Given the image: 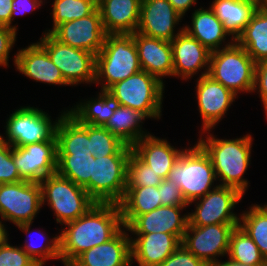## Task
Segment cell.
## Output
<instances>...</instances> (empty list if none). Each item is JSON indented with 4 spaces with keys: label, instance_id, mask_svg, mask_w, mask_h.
Instances as JSON below:
<instances>
[{
    "label": "cell",
    "instance_id": "obj_33",
    "mask_svg": "<svg viewBox=\"0 0 267 266\" xmlns=\"http://www.w3.org/2000/svg\"><path fill=\"white\" fill-rule=\"evenodd\" d=\"M235 42L256 62L267 60V8H258Z\"/></svg>",
    "mask_w": 267,
    "mask_h": 266
},
{
    "label": "cell",
    "instance_id": "obj_25",
    "mask_svg": "<svg viewBox=\"0 0 267 266\" xmlns=\"http://www.w3.org/2000/svg\"><path fill=\"white\" fill-rule=\"evenodd\" d=\"M167 139L151 133L132 146V151L163 179L168 178L176 160L185 149L178 145L177 148Z\"/></svg>",
    "mask_w": 267,
    "mask_h": 266
},
{
    "label": "cell",
    "instance_id": "obj_11",
    "mask_svg": "<svg viewBox=\"0 0 267 266\" xmlns=\"http://www.w3.org/2000/svg\"><path fill=\"white\" fill-rule=\"evenodd\" d=\"M244 195L236 188L218 185L205 196L188 204V225L206 226L219 223H239L240 213L234 212Z\"/></svg>",
    "mask_w": 267,
    "mask_h": 266
},
{
    "label": "cell",
    "instance_id": "obj_43",
    "mask_svg": "<svg viewBox=\"0 0 267 266\" xmlns=\"http://www.w3.org/2000/svg\"><path fill=\"white\" fill-rule=\"evenodd\" d=\"M18 32L16 29L0 25V68L3 69L9 67L10 53L17 42Z\"/></svg>",
    "mask_w": 267,
    "mask_h": 266
},
{
    "label": "cell",
    "instance_id": "obj_26",
    "mask_svg": "<svg viewBox=\"0 0 267 266\" xmlns=\"http://www.w3.org/2000/svg\"><path fill=\"white\" fill-rule=\"evenodd\" d=\"M142 0H97L106 34H133L137 31Z\"/></svg>",
    "mask_w": 267,
    "mask_h": 266
},
{
    "label": "cell",
    "instance_id": "obj_2",
    "mask_svg": "<svg viewBox=\"0 0 267 266\" xmlns=\"http://www.w3.org/2000/svg\"><path fill=\"white\" fill-rule=\"evenodd\" d=\"M211 130L197 132V142L209 155L220 186L238 189L243 195L249 190L250 181L244 177L252 164V134L247 133L237 138H221ZM221 138V139H220Z\"/></svg>",
    "mask_w": 267,
    "mask_h": 266
},
{
    "label": "cell",
    "instance_id": "obj_9",
    "mask_svg": "<svg viewBox=\"0 0 267 266\" xmlns=\"http://www.w3.org/2000/svg\"><path fill=\"white\" fill-rule=\"evenodd\" d=\"M60 69L70 87L95 82L96 55L80 48L61 43L50 33L43 32L37 41Z\"/></svg>",
    "mask_w": 267,
    "mask_h": 266
},
{
    "label": "cell",
    "instance_id": "obj_24",
    "mask_svg": "<svg viewBox=\"0 0 267 266\" xmlns=\"http://www.w3.org/2000/svg\"><path fill=\"white\" fill-rule=\"evenodd\" d=\"M192 9L193 12L189 16L191 23L189 24L187 21L183 23L184 30L209 51L226 48L235 42L209 6L203 7L200 5L198 9Z\"/></svg>",
    "mask_w": 267,
    "mask_h": 266
},
{
    "label": "cell",
    "instance_id": "obj_48",
    "mask_svg": "<svg viewBox=\"0 0 267 266\" xmlns=\"http://www.w3.org/2000/svg\"><path fill=\"white\" fill-rule=\"evenodd\" d=\"M12 1L13 0H0V25L10 27Z\"/></svg>",
    "mask_w": 267,
    "mask_h": 266
},
{
    "label": "cell",
    "instance_id": "obj_28",
    "mask_svg": "<svg viewBox=\"0 0 267 266\" xmlns=\"http://www.w3.org/2000/svg\"><path fill=\"white\" fill-rule=\"evenodd\" d=\"M55 137L57 155H90L88 124L78 123L67 112L60 117L57 123Z\"/></svg>",
    "mask_w": 267,
    "mask_h": 266
},
{
    "label": "cell",
    "instance_id": "obj_53",
    "mask_svg": "<svg viewBox=\"0 0 267 266\" xmlns=\"http://www.w3.org/2000/svg\"><path fill=\"white\" fill-rule=\"evenodd\" d=\"M266 212H267V203L263 204H259Z\"/></svg>",
    "mask_w": 267,
    "mask_h": 266
},
{
    "label": "cell",
    "instance_id": "obj_16",
    "mask_svg": "<svg viewBox=\"0 0 267 266\" xmlns=\"http://www.w3.org/2000/svg\"><path fill=\"white\" fill-rule=\"evenodd\" d=\"M183 18L168 0H142L136 32L171 42L184 30Z\"/></svg>",
    "mask_w": 267,
    "mask_h": 266
},
{
    "label": "cell",
    "instance_id": "obj_49",
    "mask_svg": "<svg viewBox=\"0 0 267 266\" xmlns=\"http://www.w3.org/2000/svg\"><path fill=\"white\" fill-rule=\"evenodd\" d=\"M207 266H267V265H250V264H241L234 260L227 258V260H220L215 263L209 264Z\"/></svg>",
    "mask_w": 267,
    "mask_h": 266
},
{
    "label": "cell",
    "instance_id": "obj_1",
    "mask_svg": "<svg viewBox=\"0 0 267 266\" xmlns=\"http://www.w3.org/2000/svg\"><path fill=\"white\" fill-rule=\"evenodd\" d=\"M123 227L119 204L95 203L81 217L56 227L61 263L69 266L84 251L112 239Z\"/></svg>",
    "mask_w": 267,
    "mask_h": 266
},
{
    "label": "cell",
    "instance_id": "obj_37",
    "mask_svg": "<svg viewBox=\"0 0 267 266\" xmlns=\"http://www.w3.org/2000/svg\"><path fill=\"white\" fill-rule=\"evenodd\" d=\"M90 155L100 158L109 155H130L132 147L125 145L104 126L88 124Z\"/></svg>",
    "mask_w": 267,
    "mask_h": 266
},
{
    "label": "cell",
    "instance_id": "obj_13",
    "mask_svg": "<svg viewBox=\"0 0 267 266\" xmlns=\"http://www.w3.org/2000/svg\"><path fill=\"white\" fill-rule=\"evenodd\" d=\"M237 226L239 223L187 225L181 244L195 257L209 265L227 257L230 235Z\"/></svg>",
    "mask_w": 267,
    "mask_h": 266
},
{
    "label": "cell",
    "instance_id": "obj_6",
    "mask_svg": "<svg viewBox=\"0 0 267 266\" xmlns=\"http://www.w3.org/2000/svg\"><path fill=\"white\" fill-rule=\"evenodd\" d=\"M26 105L9 112L10 115H7L4 124L5 133L0 132V137L12 147L43 141H57L56 126L60 117L66 112V108L63 107L58 117L53 120L52 116L48 114L49 111Z\"/></svg>",
    "mask_w": 267,
    "mask_h": 266
},
{
    "label": "cell",
    "instance_id": "obj_12",
    "mask_svg": "<svg viewBox=\"0 0 267 266\" xmlns=\"http://www.w3.org/2000/svg\"><path fill=\"white\" fill-rule=\"evenodd\" d=\"M40 183L19 181L0 184V217L3 224L15 227L24 223H34L42 209Z\"/></svg>",
    "mask_w": 267,
    "mask_h": 266
},
{
    "label": "cell",
    "instance_id": "obj_22",
    "mask_svg": "<svg viewBox=\"0 0 267 266\" xmlns=\"http://www.w3.org/2000/svg\"><path fill=\"white\" fill-rule=\"evenodd\" d=\"M131 239L124 226L112 239L84 251L69 266H130Z\"/></svg>",
    "mask_w": 267,
    "mask_h": 266
},
{
    "label": "cell",
    "instance_id": "obj_5",
    "mask_svg": "<svg viewBox=\"0 0 267 266\" xmlns=\"http://www.w3.org/2000/svg\"><path fill=\"white\" fill-rule=\"evenodd\" d=\"M255 69L256 62L243 47L234 42L211 52L207 75L239 97L241 93L252 94Z\"/></svg>",
    "mask_w": 267,
    "mask_h": 266
},
{
    "label": "cell",
    "instance_id": "obj_19",
    "mask_svg": "<svg viewBox=\"0 0 267 266\" xmlns=\"http://www.w3.org/2000/svg\"><path fill=\"white\" fill-rule=\"evenodd\" d=\"M13 65L19 74L34 82L46 85L70 86L61 74L60 69L52 62L47 51L38 43L32 42L25 48H17Z\"/></svg>",
    "mask_w": 267,
    "mask_h": 266
},
{
    "label": "cell",
    "instance_id": "obj_10",
    "mask_svg": "<svg viewBox=\"0 0 267 266\" xmlns=\"http://www.w3.org/2000/svg\"><path fill=\"white\" fill-rule=\"evenodd\" d=\"M130 155H92L90 197L96 203L119 204L126 193L127 164Z\"/></svg>",
    "mask_w": 267,
    "mask_h": 266
},
{
    "label": "cell",
    "instance_id": "obj_17",
    "mask_svg": "<svg viewBox=\"0 0 267 266\" xmlns=\"http://www.w3.org/2000/svg\"><path fill=\"white\" fill-rule=\"evenodd\" d=\"M50 34L63 44L95 55L100 52L106 38L98 7L90 15L59 24Z\"/></svg>",
    "mask_w": 267,
    "mask_h": 266
},
{
    "label": "cell",
    "instance_id": "obj_29",
    "mask_svg": "<svg viewBox=\"0 0 267 266\" xmlns=\"http://www.w3.org/2000/svg\"><path fill=\"white\" fill-rule=\"evenodd\" d=\"M149 119L141 111L120 105L104 127L125 145L132 147L143 137L151 134L143 125Z\"/></svg>",
    "mask_w": 267,
    "mask_h": 266
},
{
    "label": "cell",
    "instance_id": "obj_21",
    "mask_svg": "<svg viewBox=\"0 0 267 266\" xmlns=\"http://www.w3.org/2000/svg\"><path fill=\"white\" fill-rule=\"evenodd\" d=\"M131 239V261L136 266H159L181 244L173 234L129 233Z\"/></svg>",
    "mask_w": 267,
    "mask_h": 266
},
{
    "label": "cell",
    "instance_id": "obj_20",
    "mask_svg": "<svg viewBox=\"0 0 267 266\" xmlns=\"http://www.w3.org/2000/svg\"><path fill=\"white\" fill-rule=\"evenodd\" d=\"M189 206H161L137 216L126 228L129 233H167L182 241L188 225ZM186 211L185 213H183Z\"/></svg>",
    "mask_w": 267,
    "mask_h": 266
},
{
    "label": "cell",
    "instance_id": "obj_8",
    "mask_svg": "<svg viewBox=\"0 0 267 266\" xmlns=\"http://www.w3.org/2000/svg\"><path fill=\"white\" fill-rule=\"evenodd\" d=\"M165 86L158 78L141 70L112 85L108 91L120 105L144 113L149 119L162 118Z\"/></svg>",
    "mask_w": 267,
    "mask_h": 266
},
{
    "label": "cell",
    "instance_id": "obj_35",
    "mask_svg": "<svg viewBox=\"0 0 267 266\" xmlns=\"http://www.w3.org/2000/svg\"><path fill=\"white\" fill-rule=\"evenodd\" d=\"M56 173L83 187L90 196L92 155H57Z\"/></svg>",
    "mask_w": 267,
    "mask_h": 266
},
{
    "label": "cell",
    "instance_id": "obj_36",
    "mask_svg": "<svg viewBox=\"0 0 267 266\" xmlns=\"http://www.w3.org/2000/svg\"><path fill=\"white\" fill-rule=\"evenodd\" d=\"M241 264L267 265L257 245L240 227H235L230 235L227 257Z\"/></svg>",
    "mask_w": 267,
    "mask_h": 266
},
{
    "label": "cell",
    "instance_id": "obj_51",
    "mask_svg": "<svg viewBox=\"0 0 267 266\" xmlns=\"http://www.w3.org/2000/svg\"><path fill=\"white\" fill-rule=\"evenodd\" d=\"M237 1L250 3L256 6L257 8H262V0H237Z\"/></svg>",
    "mask_w": 267,
    "mask_h": 266
},
{
    "label": "cell",
    "instance_id": "obj_47",
    "mask_svg": "<svg viewBox=\"0 0 267 266\" xmlns=\"http://www.w3.org/2000/svg\"><path fill=\"white\" fill-rule=\"evenodd\" d=\"M174 9L180 13L183 17L186 16L188 11H193L191 8H196L198 0H168ZM196 5V6H195Z\"/></svg>",
    "mask_w": 267,
    "mask_h": 266
},
{
    "label": "cell",
    "instance_id": "obj_40",
    "mask_svg": "<svg viewBox=\"0 0 267 266\" xmlns=\"http://www.w3.org/2000/svg\"><path fill=\"white\" fill-rule=\"evenodd\" d=\"M10 235L0 241V266H39L20 245L8 241Z\"/></svg>",
    "mask_w": 267,
    "mask_h": 266
},
{
    "label": "cell",
    "instance_id": "obj_14",
    "mask_svg": "<svg viewBox=\"0 0 267 266\" xmlns=\"http://www.w3.org/2000/svg\"><path fill=\"white\" fill-rule=\"evenodd\" d=\"M195 81V100L202 122L199 132L214 130L240 97L209 75L196 77Z\"/></svg>",
    "mask_w": 267,
    "mask_h": 266
},
{
    "label": "cell",
    "instance_id": "obj_44",
    "mask_svg": "<svg viewBox=\"0 0 267 266\" xmlns=\"http://www.w3.org/2000/svg\"><path fill=\"white\" fill-rule=\"evenodd\" d=\"M159 266H207L202 260L195 257L182 244Z\"/></svg>",
    "mask_w": 267,
    "mask_h": 266
},
{
    "label": "cell",
    "instance_id": "obj_42",
    "mask_svg": "<svg viewBox=\"0 0 267 266\" xmlns=\"http://www.w3.org/2000/svg\"><path fill=\"white\" fill-rule=\"evenodd\" d=\"M162 206H188L177 183L166 178L158 185Z\"/></svg>",
    "mask_w": 267,
    "mask_h": 266
},
{
    "label": "cell",
    "instance_id": "obj_3",
    "mask_svg": "<svg viewBox=\"0 0 267 266\" xmlns=\"http://www.w3.org/2000/svg\"><path fill=\"white\" fill-rule=\"evenodd\" d=\"M138 51L132 34H106L96 55L95 82L102 90L141 71Z\"/></svg>",
    "mask_w": 267,
    "mask_h": 266
},
{
    "label": "cell",
    "instance_id": "obj_30",
    "mask_svg": "<svg viewBox=\"0 0 267 266\" xmlns=\"http://www.w3.org/2000/svg\"><path fill=\"white\" fill-rule=\"evenodd\" d=\"M33 223H24L17 225L19 231L26 235L24 244H19L22 249L39 265L46 266L49 260L60 261V232L55 236L45 233L43 227L34 231L31 227ZM34 231V233H33ZM36 235V237L34 236ZM34 236V237H32ZM52 237V238H51ZM36 239L35 241L33 240ZM32 239V240H31ZM41 240V241H40Z\"/></svg>",
    "mask_w": 267,
    "mask_h": 266
},
{
    "label": "cell",
    "instance_id": "obj_45",
    "mask_svg": "<svg viewBox=\"0 0 267 266\" xmlns=\"http://www.w3.org/2000/svg\"><path fill=\"white\" fill-rule=\"evenodd\" d=\"M47 1V2H46ZM46 3H49L48 0H13L12 1V12L10 17V27L19 31L18 24H13L15 22L16 17L23 16L26 14H33V11L39 10L43 8L42 6Z\"/></svg>",
    "mask_w": 267,
    "mask_h": 266
},
{
    "label": "cell",
    "instance_id": "obj_52",
    "mask_svg": "<svg viewBox=\"0 0 267 266\" xmlns=\"http://www.w3.org/2000/svg\"><path fill=\"white\" fill-rule=\"evenodd\" d=\"M262 8H267V0H262Z\"/></svg>",
    "mask_w": 267,
    "mask_h": 266
},
{
    "label": "cell",
    "instance_id": "obj_38",
    "mask_svg": "<svg viewBox=\"0 0 267 266\" xmlns=\"http://www.w3.org/2000/svg\"><path fill=\"white\" fill-rule=\"evenodd\" d=\"M51 3L52 28H46L43 31L46 33L61 23L90 15L97 8V0H53Z\"/></svg>",
    "mask_w": 267,
    "mask_h": 266
},
{
    "label": "cell",
    "instance_id": "obj_23",
    "mask_svg": "<svg viewBox=\"0 0 267 266\" xmlns=\"http://www.w3.org/2000/svg\"><path fill=\"white\" fill-rule=\"evenodd\" d=\"M141 69L165 84L166 78L173 77L172 46L169 41L134 32Z\"/></svg>",
    "mask_w": 267,
    "mask_h": 266
},
{
    "label": "cell",
    "instance_id": "obj_15",
    "mask_svg": "<svg viewBox=\"0 0 267 266\" xmlns=\"http://www.w3.org/2000/svg\"><path fill=\"white\" fill-rule=\"evenodd\" d=\"M12 157L23 181L40 183L56 173L57 141L12 147Z\"/></svg>",
    "mask_w": 267,
    "mask_h": 266
},
{
    "label": "cell",
    "instance_id": "obj_41",
    "mask_svg": "<svg viewBox=\"0 0 267 266\" xmlns=\"http://www.w3.org/2000/svg\"><path fill=\"white\" fill-rule=\"evenodd\" d=\"M23 181L13 162L12 146L0 137V184Z\"/></svg>",
    "mask_w": 267,
    "mask_h": 266
},
{
    "label": "cell",
    "instance_id": "obj_7",
    "mask_svg": "<svg viewBox=\"0 0 267 266\" xmlns=\"http://www.w3.org/2000/svg\"><path fill=\"white\" fill-rule=\"evenodd\" d=\"M42 206L53 212L56 224L64 225L84 215L96 202L87 191L57 173L40 182Z\"/></svg>",
    "mask_w": 267,
    "mask_h": 266
},
{
    "label": "cell",
    "instance_id": "obj_18",
    "mask_svg": "<svg viewBox=\"0 0 267 266\" xmlns=\"http://www.w3.org/2000/svg\"><path fill=\"white\" fill-rule=\"evenodd\" d=\"M170 43L173 77L189 82L194 76L201 77L208 74L211 51L197 39L183 30Z\"/></svg>",
    "mask_w": 267,
    "mask_h": 266
},
{
    "label": "cell",
    "instance_id": "obj_34",
    "mask_svg": "<svg viewBox=\"0 0 267 266\" xmlns=\"http://www.w3.org/2000/svg\"><path fill=\"white\" fill-rule=\"evenodd\" d=\"M239 226L257 245L267 262V212L257 203L240 212Z\"/></svg>",
    "mask_w": 267,
    "mask_h": 266
},
{
    "label": "cell",
    "instance_id": "obj_31",
    "mask_svg": "<svg viewBox=\"0 0 267 266\" xmlns=\"http://www.w3.org/2000/svg\"><path fill=\"white\" fill-rule=\"evenodd\" d=\"M209 4L216 17L223 23L224 29L234 40L258 9L253 4L237 0H213Z\"/></svg>",
    "mask_w": 267,
    "mask_h": 266
},
{
    "label": "cell",
    "instance_id": "obj_50",
    "mask_svg": "<svg viewBox=\"0 0 267 266\" xmlns=\"http://www.w3.org/2000/svg\"><path fill=\"white\" fill-rule=\"evenodd\" d=\"M7 224H3L2 219L0 217V241H2L3 239H5L7 236H9V231L7 228Z\"/></svg>",
    "mask_w": 267,
    "mask_h": 266
},
{
    "label": "cell",
    "instance_id": "obj_39",
    "mask_svg": "<svg viewBox=\"0 0 267 266\" xmlns=\"http://www.w3.org/2000/svg\"><path fill=\"white\" fill-rule=\"evenodd\" d=\"M164 179L146 165L133 151L127 164L126 187L158 186Z\"/></svg>",
    "mask_w": 267,
    "mask_h": 266
},
{
    "label": "cell",
    "instance_id": "obj_4",
    "mask_svg": "<svg viewBox=\"0 0 267 266\" xmlns=\"http://www.w3.org/2000/svg\"><path fill=\"white\" fill-rule=\"evenodd\" d=\"M189 143L168 176L178 184L188 203L205 196L219 185L209 155L197 142Z\"/></svg>",
    "mask_w": 267,
    "mask_h": 266
},
{
    "label": "cell",
    "instance_id": "obj_46",
    "mask_svg": "<svg viewBox=\"0 0 267 266\" xmlns=\"http://www.w3.org/2000/svg\"><path fill=\"white\" fill-rule=\"evenodd\" d=\"M252 93H257L263 105L264 113L267 114V60L256 63L255 83Z\"/></svg>",
    "mask_w": 267,
    "mask_h": 266
},
{
    "label": "cell",
    "instance_id": "obj_27",
    "mask_svg": "<svg viewBox=\"0 0 267 266\" xmlns=\"http://www.w3.org/2000/svg\"><path fill=\"white\" fill-rule=\"evenodd\" d=\"M98 90L95 97L81 98L74 106L66 107V112L78 123L104 126L120 103L108 90Z\"/></svg>",
    "mask_w": 267,
    "mask_h": 266
},
{
    "label": "cell",
    "instance_id": "obj_32",
    "mask_svg": "<svg viewBox=\"0 0 267 266\" xmlns=\"http://www.w3.org/2000/svg\"><path fill=\"white\" fill-rule=\"evenodd\" d=\"M119 206L123 225L127 227L137 216L162 206L158 186L126 187Z\"/></svg>",
    "mask_w": 267,
    "mask_h": 266
}]
</instances>
